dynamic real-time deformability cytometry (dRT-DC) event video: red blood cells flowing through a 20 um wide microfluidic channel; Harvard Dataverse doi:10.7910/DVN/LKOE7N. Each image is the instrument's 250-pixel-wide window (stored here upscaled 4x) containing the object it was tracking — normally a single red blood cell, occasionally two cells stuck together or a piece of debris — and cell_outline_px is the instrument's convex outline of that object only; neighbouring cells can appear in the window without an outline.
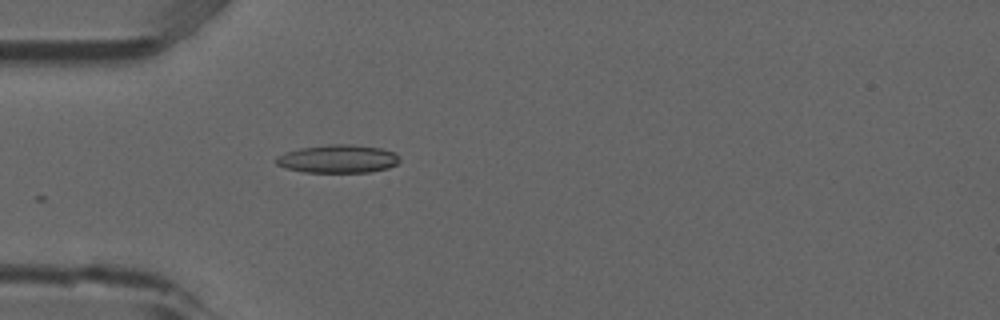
{"species": "common noctule bat (a hibernating species)", "species_latin": "Nyctalus noctula", "temperature_condition": "room temperature", "stored_images_in_passage": 4, "camera_frame_rate_fps": 3000, "um_per_image_px": 0.085, "animal": {"sex": "male", "forearm_length_mm": 52.5}, "frame": {"image": 1, "passage_image": 4, "time_ms": 1.0, "image_size_px": [1000, 320], "cell_outline_px": [[400, 160], [396, 164], [388, 168], [368, 172], [304, 172], [284, 168], [276, 164], [276, 156], [284, 152], [300, 148], [328, 144], [352, 144], [380, 148], [396, 152], [400, 156]], "centroid_in_image_um": [28.72, 13.49], "position_along_channel_um": 56.3, "area_um2": 20.46}}